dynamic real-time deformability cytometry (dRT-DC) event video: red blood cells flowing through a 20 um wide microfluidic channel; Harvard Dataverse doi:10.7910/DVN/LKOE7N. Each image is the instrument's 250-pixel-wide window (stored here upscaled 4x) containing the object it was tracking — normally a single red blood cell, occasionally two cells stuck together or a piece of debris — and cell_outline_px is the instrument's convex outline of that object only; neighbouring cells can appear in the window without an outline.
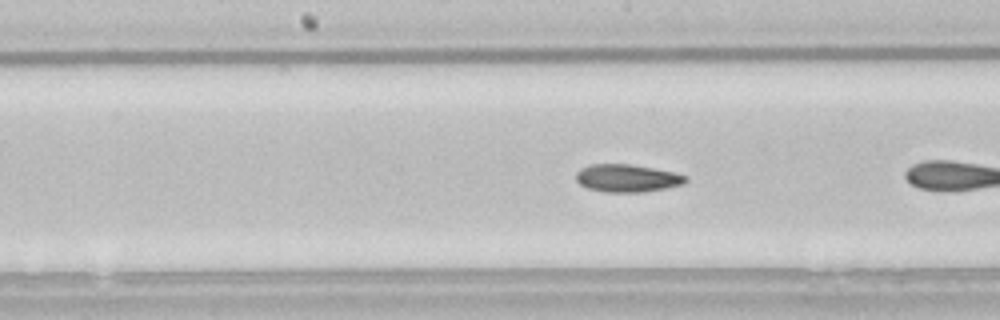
{"species": "common noctule bat (a hibernating species)", "species_latin": "Nyctalus noctula", "temperature_condition": "room temperature", "stored_images_in_passage": 25, "camera_frame_rate_fps": 3000, "um_per_image_px": 0.085, "animal": {"sex": "male", "body_mass_g": 21.5, "forearm_length_mm": 52.0}, "frame": {"image": 1, "passage_image": 11, "time_ms": 3.333, "image_size_px": [1000, 320], "cell_outline_px": [[688, 180], [684, 184], [644, 192], [604, 192], [588, 188], [580, 184], [576, 180], [576, 172], [580, 168], [592, 164], [628, 164], [652, 168], [672, 172], [688, 176]], "centroid_in_image_um": [53.29, 15.15], "position_along_channel_um": 194.9, "area_um2": 17.63}}